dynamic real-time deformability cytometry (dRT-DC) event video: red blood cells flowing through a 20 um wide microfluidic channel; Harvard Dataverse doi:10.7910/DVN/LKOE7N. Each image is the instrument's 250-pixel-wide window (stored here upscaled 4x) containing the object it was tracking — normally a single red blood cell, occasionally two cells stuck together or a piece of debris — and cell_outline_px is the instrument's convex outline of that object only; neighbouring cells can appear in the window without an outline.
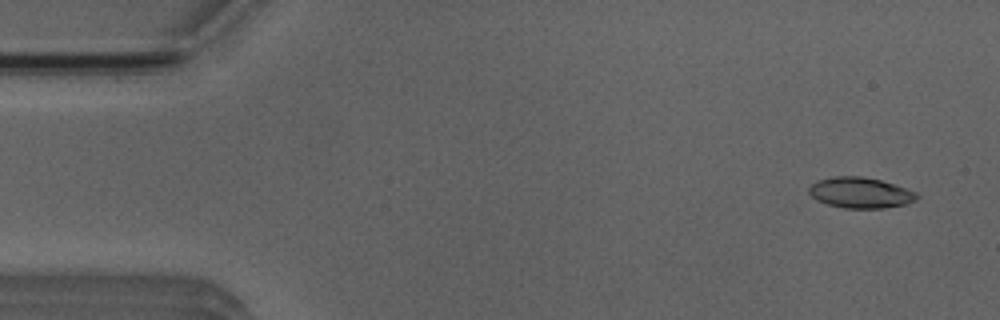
{"species": "Egyptian fruit bat (a non-hibernating species)", "species_latin": "Rousettus aegyptiacus", "temperature_condition": "room temperature", "stored_images_in_passage": 4, "camera_frame_rate_fps": 3000, "um_per_image_px": 0.085, "animal": {"sex": "male"}, "frame": {"image": 1, "passage_image": 1, "time_ms": 0.0, "image_size_px": [1000, 320], "cell_outline_px": [[920, 196], [916, 200], [904, 204], [884, 208], [844, 208], [828, 204], [816, 200], [808, 192], [808, 188], [812, 184], [820, 180], [836, 176], [860, 176], [880, 180], [896, 184], [916, 192]], "centroid_in_image_um": [73.15, 16.38], "position_along_channel_um": 11.8, "area_um2": 19.25}}
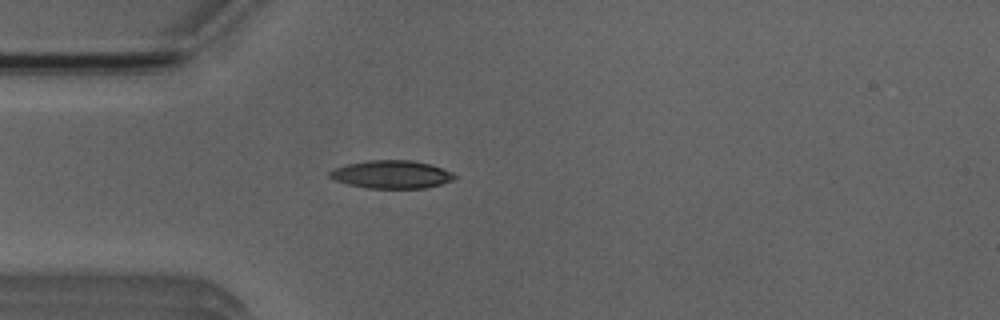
{"frame": {"image": 2, "passage_image": 4, "time_ms": 3.667, "image_size_px": [1000, 320], "cell_outline_px": [[456, 176], [452, 180], [440, 184], [424, 188], [368, 188], [348, 184], [336, 180], [328, 176], [328, 172], [332, 168], [348, 164], [368, 160], [412, 160], [428, 164], [452, 172]], "centroid_in_image_um": [33.23, 14.82], "position_along_channel_um": 51.8, "area_um2": 20.17}}